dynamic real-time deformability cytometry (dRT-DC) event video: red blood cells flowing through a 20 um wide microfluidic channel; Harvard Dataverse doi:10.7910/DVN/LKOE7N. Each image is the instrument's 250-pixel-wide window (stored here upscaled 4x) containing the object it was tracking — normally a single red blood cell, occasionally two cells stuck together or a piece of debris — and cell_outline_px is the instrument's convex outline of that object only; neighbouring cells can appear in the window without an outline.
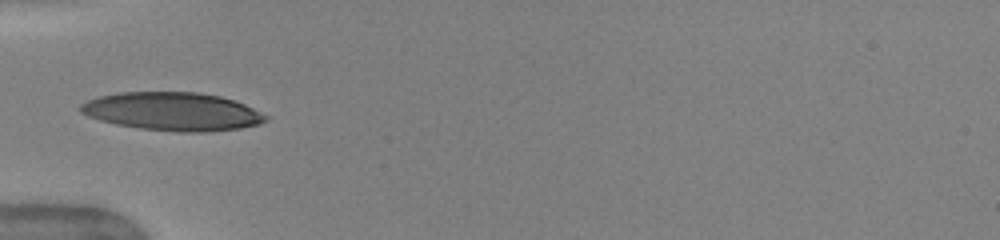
{"species": "human", "species_latin": "Homo sapiens", "temperature_condition": "warm", "stored_images_in_passage": 34, "camera_frame_rate_fps": 3000, "um_per_image_px": 0.085, "donor": {"sex": "female"}, "frame": {"image": 1, "passage_image": 1, "time_ms": 0.0, "image_size_px": [1000, 240], "cell_outline_px": [[268, 120], [260, 124], [240, 128], [204, 132], [176, 132], [140, 128], [116, 124], [100, 120], [88, 116], [80, 112], [80, 104], [88, 100], [100, 96], [120, 92], [196, 92], [220, 96], [244, 104], [268, 116]], "centroid_in_image_um": [14.66, 9.48], "position_along_channel_um": 70.3, "area_um2": 41.15}}
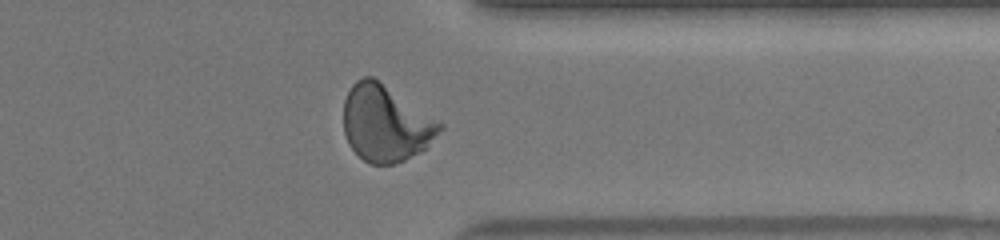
{"frame": {"image": 2, "passage_image": 24, "time_ms": 7.667, "image_size_px": [1000, 240], "cell_outline_px": [[444, 128], [420, 152], [404, 160], [392, 164], [368, 164], [348, 144], [344, 132], [344, 100], [352, 84], [356, 80], [364, 76], [372, 76], [444, 124]], "centroid_in_image_um": [32.76, 10.49], "position_along_channel_um": 378.6, "area_um2": 42.43}}
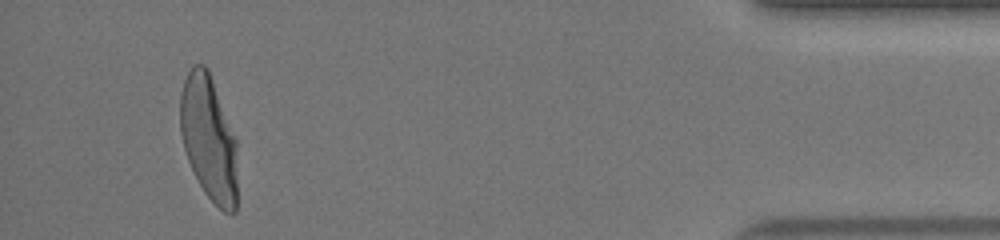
{"frame": {"image": 3, "passage_image": 31, "time_ms": 10.0, "image_size_px": [1000, 240], "cell_outline_px": [[236, 212], [232, 216], [224, 212], [204, 192], [188, 160], [184, 148], [180, 132], [180, 96], [184, 80], [192, 64], [204, 64], [208, 68], [236, 140]], "centroid_in_image_um": [17.74, 11.74], "position_along_channel_um": 417.5, "area_um2": 41.38}, "authors_computed_cell_mechanics": {"area_um2": 40.9224, "velocity_mm_per_s": 4.0478, "shape_relaxation_time_tau1_ms": 4.0872, "shape_relaxation_time_tau2_ms": null, "deformation_change_tau1": 0.1992, "deformation_change_tau2": null}}